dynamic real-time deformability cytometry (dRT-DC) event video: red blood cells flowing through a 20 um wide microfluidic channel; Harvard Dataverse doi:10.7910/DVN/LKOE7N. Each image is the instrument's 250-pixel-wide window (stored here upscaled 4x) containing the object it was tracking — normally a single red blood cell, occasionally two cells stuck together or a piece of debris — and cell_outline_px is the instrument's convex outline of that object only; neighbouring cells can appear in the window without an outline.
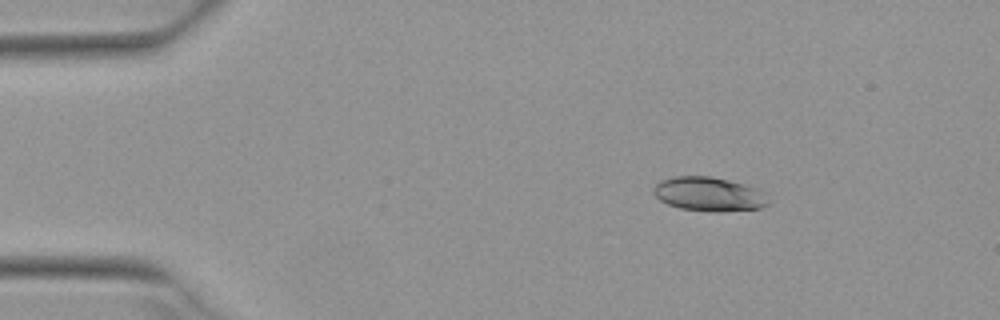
{"species": "Egyptian fruit bat (a non-hibernating species)", "species_latin": "Rousettus aegyptiacus", "temperature_condition": "warm", "stored_images_in_passage": 4, "camera_frame_rate_fps": 3000, "um_per_image_px": 0.085, "animal": {"sex": "female"}, "frame": {"image": 1, "passage_image": 2, "time_ms": 0.333, "image_size_px": [1000, 320], "cell_outline_px": [[768, 204], [760, 208], [716, 212], [712, 212], [680, 208], [668, 204], [660, 200], [652, 192], [652, 188], [660, 180], [676, 176], [712, 176], [744, 184], [760, 192], [768, 200]], "centroid_in_image_um": [60.18, 16.5], "position_along_channel_um": 24.8, "area_um2": 22.54}}